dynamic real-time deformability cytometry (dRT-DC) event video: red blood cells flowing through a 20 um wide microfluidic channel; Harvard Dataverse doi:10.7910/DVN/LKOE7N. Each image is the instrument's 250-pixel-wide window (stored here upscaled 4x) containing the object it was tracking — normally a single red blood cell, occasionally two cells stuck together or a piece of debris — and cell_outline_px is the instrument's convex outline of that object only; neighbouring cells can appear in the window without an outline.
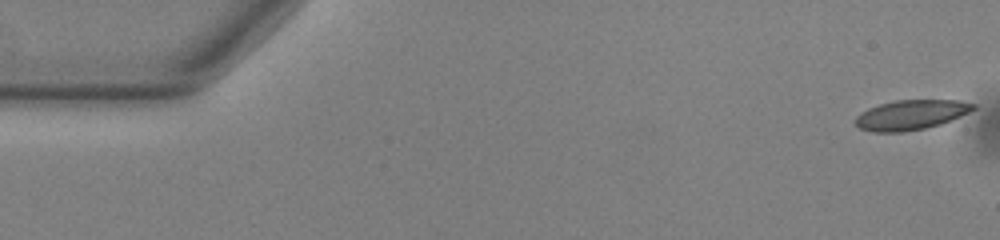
{"species": "common noctule bat (a hibernating species)", "species_latin": "Nyctalus noctula", "temperature_condition": "warm", "stored_images_in_passage": 53, "camera_frame_rate_fps": 3000, "um_per_image_px": 0.085, "animal": {"sex": "male", "body_mass_g": 13.0, "forearm_length_mm": 53.1}, "frame": {"image": 1, "passage_image": 1, "time_ms": 0.0, "image_size_px": [1000, 240], "cell_outline_px": [[976, 108], [960, 116], [940, 124], [924, 128], [900, 132], [872, 132], [860, 128], [856, 124], [856, 116], [860, 112], [868, 108], [880, 104], [896, 100], [956, 100], [976, 104]], "centroid_in_image_um": [77.41, 9.76], "position_along_channel_um": 7.6, "area_um2": 20.29}}
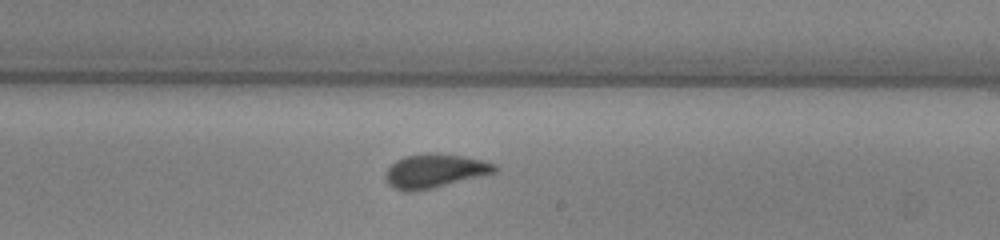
{"frame": {"image": 2, "passage_image": 31, "time_ms": 10.0, "image_size_px": [1000, 240], "cell_outline_px": [[496, 172], [432, 188], [412, 192], [408, 192], [392, 188], [388, 184], [384, 176], [384, 172], [396, 160], [404, 156], [460, 156], [480, 160], [496, 164]], "centroid_in_image_um": [36.88, 14.59], "position_along_channel_um": 252.1, "area_um2": 20.58}}
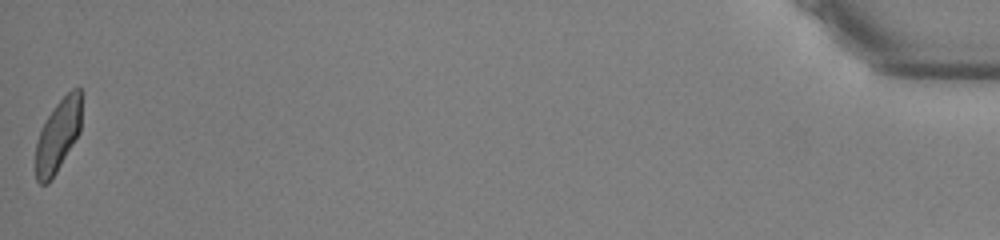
{"frame": {"image": 3, "passage_image": 53, "time_ms": 17.333, "image_size_px": [1000, 240], "cell_outline_px": [[80, 132], [52, 180], [48, 184], [40, 184], [36, 180], [36, 140], [48, 116], [56, 104], [72, 88], [80, 88]], "centroid_in_image_um": [4.91, 11.57], "position_along_channel_um": 430.3, "area_um2": 19.07}, "authors_computed_cell_mechanics": {"area_um2": 20.8658, "velocity_mm_per_s": 3.8469, "shape_relaxation_time_tau1_ms": 6.148, "shape_relaxation_time_tau2_ms": 0.8008, "deformation_change_tau1": 0.1431, "deformation_change_tau2": 0.0637}}